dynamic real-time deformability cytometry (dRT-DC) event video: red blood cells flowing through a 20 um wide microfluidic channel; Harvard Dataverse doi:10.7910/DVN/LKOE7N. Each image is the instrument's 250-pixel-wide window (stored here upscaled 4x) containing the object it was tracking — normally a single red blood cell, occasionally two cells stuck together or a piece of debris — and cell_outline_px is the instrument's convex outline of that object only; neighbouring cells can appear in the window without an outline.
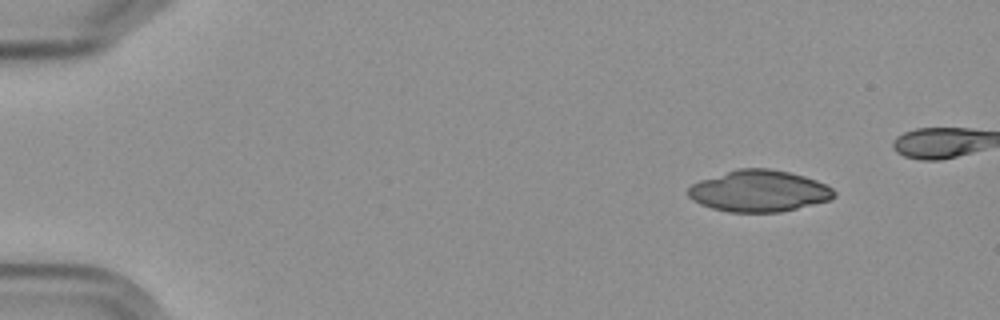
{"species": "Egyptian fruit bat (a non-hibernating species)", "species_latin": "Rousettus aegyptiacus", "temperature_condition": "cold", "stored_images_in_passage": 5, "camera_frame_rate_fps": 3000, "um_per_image_px": 0.085, "frame": {"image": 1, "passage_image": 1, "time_ms": 0.0, "image_size_px": [1000, 320], "cell_outline_px": [[836, 196], [832, 200], [780, 212], [728, 212], [712, 208], [700, 204], [692, 200], [688, 196], [688, 188], [692, 184], [700, 180], [740, 168], [768, 168], [788, 172], [804, 176], [816, 180], [832, 188], [836, 192]], "centroid_in_image_um": [64.53, 16.24], "position_along_channel_um": 20.5, "area_um2": 35.26}}